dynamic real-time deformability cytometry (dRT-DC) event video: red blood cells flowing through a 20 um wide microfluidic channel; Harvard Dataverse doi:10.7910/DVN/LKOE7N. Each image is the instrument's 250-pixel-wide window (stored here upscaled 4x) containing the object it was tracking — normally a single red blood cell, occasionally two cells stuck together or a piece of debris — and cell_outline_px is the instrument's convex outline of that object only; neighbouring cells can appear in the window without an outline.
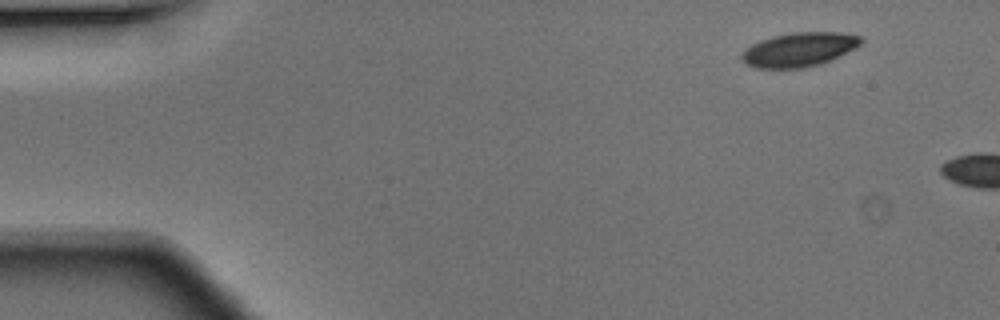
{"species": "Egyptian fruit bat (a non-hibernating species)", "species_latin": "Rousettus aegyptiacus", "temperature_condition": "warm", "stored_images_in_passage": 2, "camera_frame_rate_fps": 3000, "um_per_image_px": 0.085, "animal": {"sex": "male"}, "frame": {"image": 1, "passage_image": 1, "time_ms": 0.0, "image_size_px": [1000, 320], "cell_outline_px": [[864, 40], [856, 48], [820, 64], [804, 68], [756, 68], [740, 60], [740, 56], [744, 48], [760, 40], [772, 36], [792, 32], [840, 32], [860, 36]], "centroid_in_image_um": [67.9, 4.2], "position_along_channel_um": 17.1, "area_um2": 23.81}}